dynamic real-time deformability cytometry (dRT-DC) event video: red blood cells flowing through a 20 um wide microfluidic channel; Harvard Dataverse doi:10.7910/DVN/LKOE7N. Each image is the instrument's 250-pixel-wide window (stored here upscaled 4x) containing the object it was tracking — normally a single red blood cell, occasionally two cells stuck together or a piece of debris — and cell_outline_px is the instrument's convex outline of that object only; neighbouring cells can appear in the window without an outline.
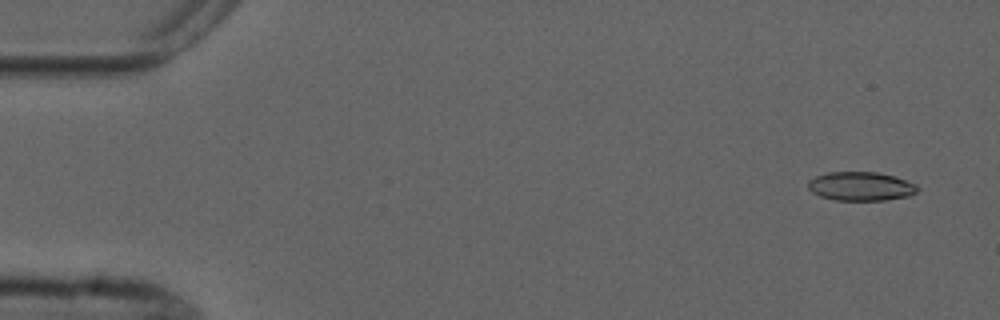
{"species": "common noctule bat (a hibernating species)", "species_latin": "Nyctalus noctula", "temperature_condition": "cold", "stored_images_in_passage": 4, "camera_frame_rate_fps": 3000, "um_per_image_px": 0.085, "animal": {"sex": "male", "forearm_length_mm": 52.5}, "frame": {"image": 1, "passage_image": 1, "time_ms": 0.0, "image_size_px": [1000, 320], "cell_outline_px": [[920, 188], [916, 192], [908, 196], [884, 200], [836, 200], [820, 196], [812, 192], [808, 188], [808, 180], [816, 176], [828, 172], [876, 172], [896, 176], [916, 184]], "centroid_in_image_um": [73.18, 15.83], "position_along_channel_um": 11.8, "area_um2": 18.44}}